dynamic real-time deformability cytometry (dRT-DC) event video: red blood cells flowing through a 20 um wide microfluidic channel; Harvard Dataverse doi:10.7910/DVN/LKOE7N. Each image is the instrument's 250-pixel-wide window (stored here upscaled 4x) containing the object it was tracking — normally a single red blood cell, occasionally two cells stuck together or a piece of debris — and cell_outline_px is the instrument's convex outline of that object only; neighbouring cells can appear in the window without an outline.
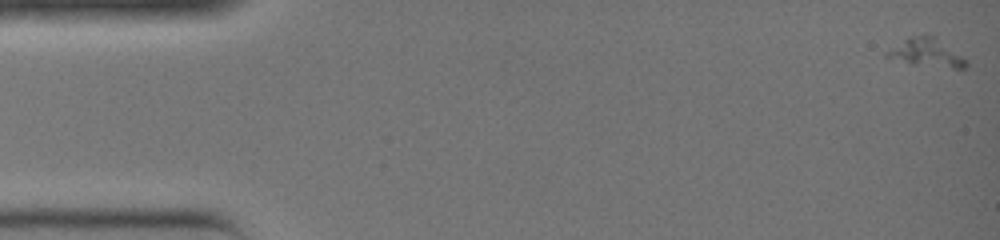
{"species": "common noctule bat (a hibernating species)", "species_latin": "Nyctalus noctula", "temperature_condition": "warm", "stored_images_in_passage": 34, "camera_frame_rate_fps": 3000, "um_per_image_px": 0.085, "animal": {"sex": "female", "body_mass_g": 19.0, "forearm_length_mm": 51.5}, "frame": {"image": 1, "passage_image": 1, "time_ms": 0.0, "image_size_px": [1000, 240], "cell_outline_px": [[968, 64], [964, 68], [956, 68], [884, 56], [884, 52], [904, 40], [912, 36], [932, 36], [964, 56]], "centroid_in_image_um": [78.81, 4.44], "position_along_channel_um": 6.2, "area_um2": 11.68}}
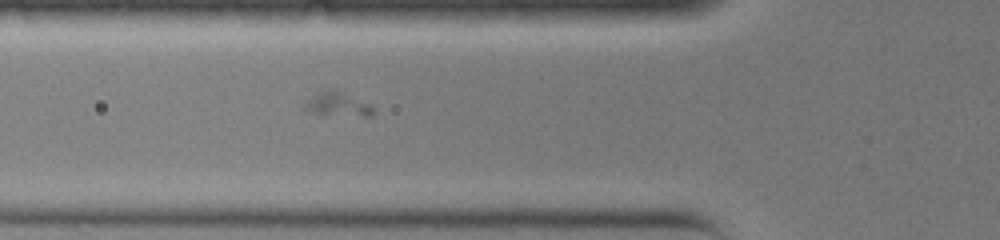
{"frame": {"image": 2, "passage_image": 15, "time_ms": 4.667, "image_size_px": [1000, 240], "cell_outline_px": [[376, 112], [372, 116], [320, 116], [304, 108], [304, 104], [312, 96], [324, 88], [336, 88], [372, 104], [376, 108]], "centroid_in_image_um": [28.77, 8.87], "position_along_channel_um": 97.0, "area_um2": 10.4}}
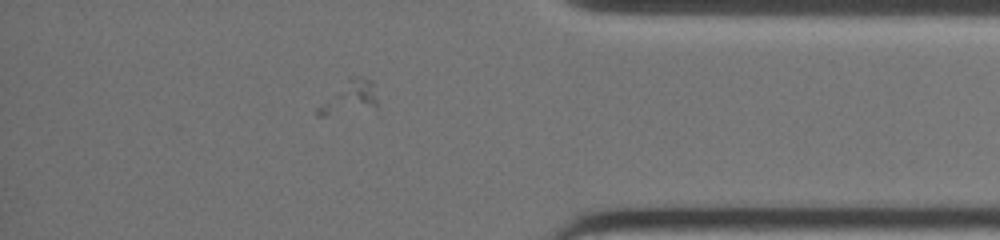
{"frame": {"image": 3, "passage_image": 34, "time_ms": 11.0, "image_size_px": [1000, 240], "cell_outline_px": [[376, 108], [324, 116], [316, 116], [316, 108], [348, 76], [360, 76], [368, 80], [372, 84], [376, 100]], "centroid_in_image_um": [29.66, 8.3], "position_along_channel_um": 405.5, "area_um2": 11.39}}